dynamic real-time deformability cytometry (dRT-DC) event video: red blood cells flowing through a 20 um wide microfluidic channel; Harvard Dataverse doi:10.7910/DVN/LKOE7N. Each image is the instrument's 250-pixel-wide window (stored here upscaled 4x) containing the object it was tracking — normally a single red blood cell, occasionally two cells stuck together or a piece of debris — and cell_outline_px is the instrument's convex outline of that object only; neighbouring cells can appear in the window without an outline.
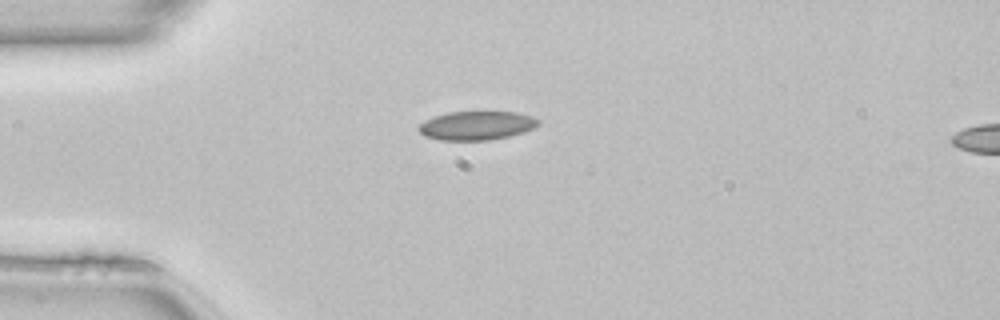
{"species": "common noctule bat (a hibernating species)", "species_latin": "Nyctalus noctula", "temperature_condition": "room temperature", "stored_images_in_passage": 38, "camera_frame_rate_fps": 3000, "um_per_image_px": 0.085, "animal": {"sex": "female", "body_mass_g": 22.7, "forearm_length_mm": 54.2}, "frame": {"image": 1, "passage_image": 1, "time_ms": 0.0, "image_size_px": [1000, 320], "cell_outline_px": [[540, 124], [524, 132], [508, 136], [488, 140], [440, 140], [424, 136], [416, 128], [424, 120], [448, 112], [516, 112], [532, 116], [540, 120]], "centroid_in_image_um": [40.5, 10.67], "position_along_channel_um": 44.5, "area_um2": 20.06}}
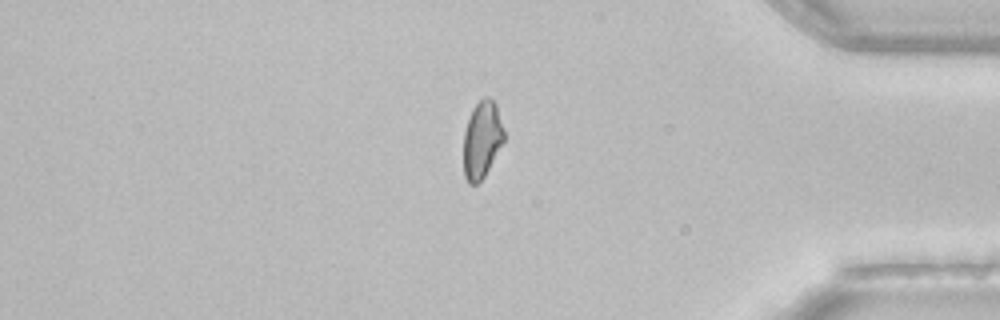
{"frame": {"image": 2, "passage_image": 30, "time_ms": 9.667, "image_size_px": [1000, 320], "cell_outline_px": [[504, 140], [484, 176], [476, 184], [468, 184], [464, 176], [464, 132], [472, 108], [484, 96], [488, 96], [496, 104], [504, 128]], "centroid_in_image_um": [40.96, 11.84], "position_along_channel_um": 394.2, "area_um2": 18.03}}
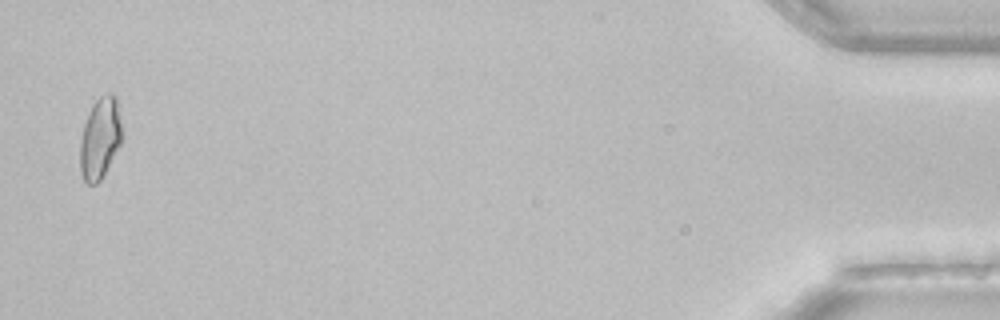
{"frame": {"image": 3, "passage_image": 37, "time_ms": 12.0, "image_size_px": [1000, 320], "cell_outline_px": [[124, 136], [120, 144], [100, 180], [96, 184], [84, 184], [80, 172], [80, 140], [84, 124], [88, 112], [92, 104], [100, 96], [108, 92], [112, 92], [116, 96]], "centroid_in_image_um": [8.51, 11.72], "position_along_channel_um": 426.7, "area_um2": 20.17}, "authors_computed_cell_mechanics": {"area_um2": 19.074, "velocity_mm_per_s": 4.1297, "shape_relaxation_time_tau1_ms": null, "shape_relaxation_time_tau2_ms": 2.3443, "deformation_change_tau1": null, "deformation_change_tau2": 0.0702}}